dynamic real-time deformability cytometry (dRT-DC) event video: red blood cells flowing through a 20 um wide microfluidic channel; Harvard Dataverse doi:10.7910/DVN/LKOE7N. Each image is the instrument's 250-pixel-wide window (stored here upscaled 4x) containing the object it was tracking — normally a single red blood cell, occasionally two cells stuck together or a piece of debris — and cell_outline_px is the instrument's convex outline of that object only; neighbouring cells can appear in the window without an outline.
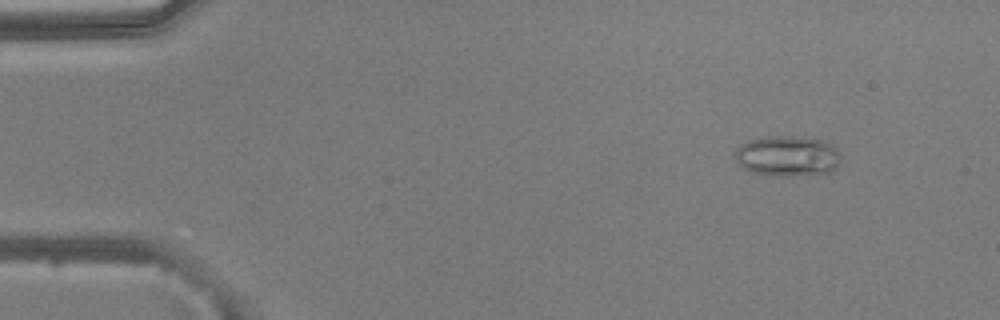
{"species": "common noctule bat (a hibernating species)", "species_latin": "Nyctalus noctula", "temperature_condition": "warm", "stored_images_in_passage": 52, "camera_frame_rate_fps": 3000, "um_per_image_px": 0.085, "animal": {"sex": "male", "body_mass_g": 20.5, "forearm_length_mm": 52.5}, "frame": {"image": 1, "passage_image": 6, "time_ms": 1.667, "image_size_px": [1000, 320], "cell_outline_px": [[840, 160], [836, 168], [832, 172], [796, 176], [776, 176], [748, 172], [736, 160], [736, 148], [740, 144], [748, 140], [760, 136], [792, 136], [824, 140], [832, 144], [840, 152]], "centroid_in_image_um": [66.94, 13.26], "position_along_channel_um": 18.1, "area_um2": 25.43}}
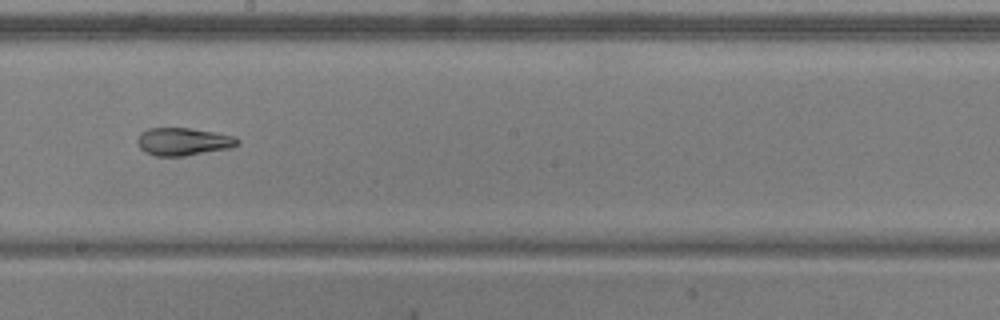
{"frame": {"image": 2, "passage_image": 30, "time_ms": 9.667, "image_size_px": [1000, 320], "cell_outline_px": [[240, 144], [232, 148], [184, 156], [156, 156], [144, 152], [140, 148], [136, 140], [140, 132], [148, 128], [188, 128], [236, 136], [240, 140]], "centroid_in_image_um": [15.58, 12.04], "position_along_channel_um": 232.6, "area_um2": 16.36}}
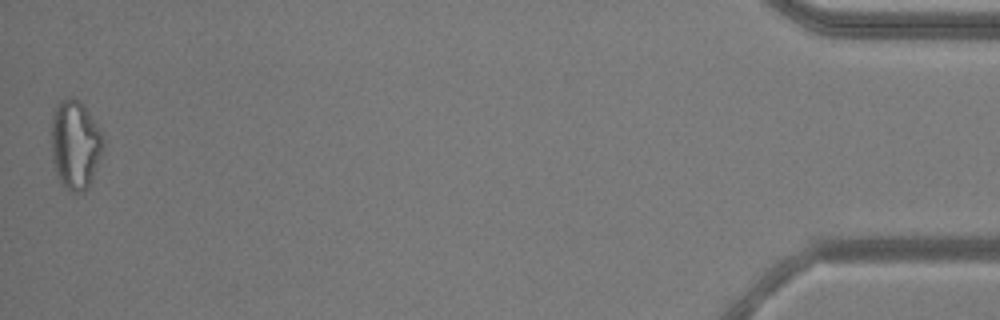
{"frame": {"image": 3, "passage_image": 52, "time_ms": 17.0, "image_size_px": [1000, 320], "cell_outline_px": [[104, 144], [92, 180], [88, 188], [84, 192], [72, 192], [60, 184], [56, 176], [52, 160], [52, 116], [56, 104], [60, 100], [68, 96], [72, 96], [80, 100], [104, 136]], "centroid_in_image_um": [6.38, 12.3], "position_along_channel_um": 428.8, "area_um2": 27.17}, "authors_computed_cell_mechanics": {"area_um2": 20.2589, "velocity_mm_per_s": 3.9185, "shape_relaxation_time_tau1_ms": null, "shape_relaxation_time_tau2_ms": 4.503, "deformation_change_tau1": null, "deformation_change_tau2": 0.1312}}